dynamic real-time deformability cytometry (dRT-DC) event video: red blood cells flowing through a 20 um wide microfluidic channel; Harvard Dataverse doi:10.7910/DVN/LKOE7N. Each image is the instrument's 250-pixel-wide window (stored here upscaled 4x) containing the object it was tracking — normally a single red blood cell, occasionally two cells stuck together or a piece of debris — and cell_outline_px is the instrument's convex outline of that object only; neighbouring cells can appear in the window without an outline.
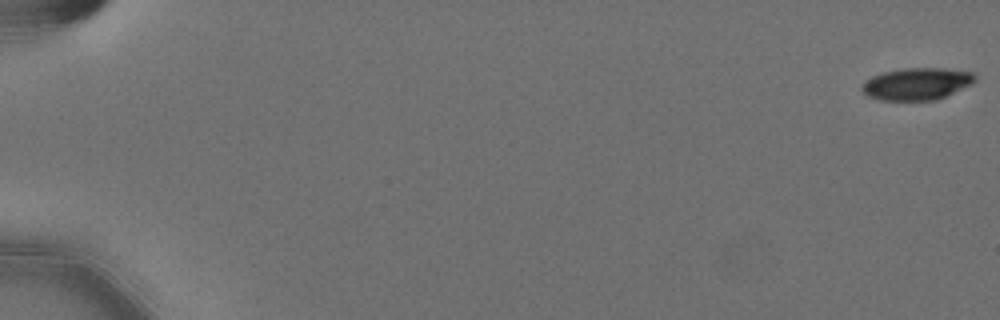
{"species": "Egyptian fruit bat (a non-hibernating species)", "species_latin": "Rousettus aegyptiacus", "temperature_condition": "cold", "stored_images_in_passage": 59, "camera_frame_rate_fps": 3000, "um_per_image_px": 0.085, "animal": {"sex": "female"}, "frame": {"image": 1, "passage_image": 1, "time_ms": 0.0, "image_size_px": [1000, 320], "cell_outline_px": [[976, 80], [972, 84], [936, 100], [880, 100], [868, 96], [860, 88], [872, 76], [884, 72], [904, 68], [940, 68], [972, 72], [976, 76]], "centroid_in_image_um": [77.95, 7.13], "position_along_channel_um": 7.1, "area_um2": 20.92}}
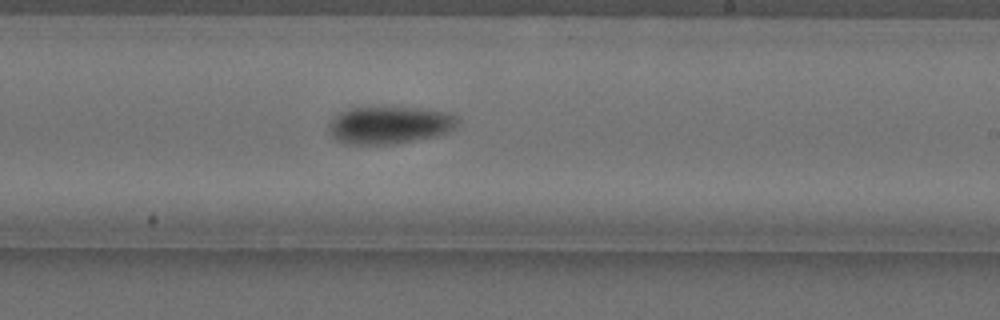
{"frame": {"image": 2, "passage_image": 37, "time_ms": 12.0, "image_size_px": [1000, 320], "cell_outline_px": [[460, 120], [452, 128], [436, 136], [392, 144], [352, 144], [336, 140], [328, 132], [328, 124], [340, 112], [352, 108], [428, 108], [448, 112], [460, 116]], "centroid_in_image_um": [33.13, 10.62], "position_along_channel_um": 255.9, "area_um2": 27.98}}
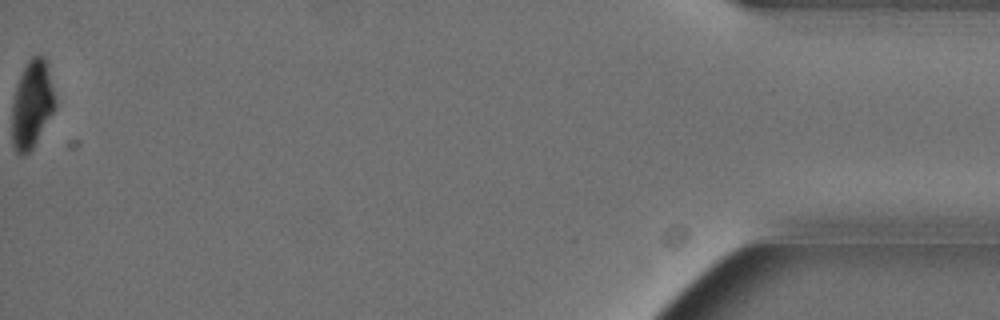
{"frame": {"image": 3, "passage_image": 59, "time_ms": 19.333, "image_size_px": [1000, 320], "cell_outline_px": [[56, 108], [32, 148], [28, 152], [20, 156], [16, 152], [12, 144], [12, 104], [20, 72], [24, 64], [32, 56], [44, 56], [48, 64], [56, 100]], "centroid_in_image_um": [2.72, 8.84], "position_along_channel_um": 432.5, "area_um2": 22.31}, "authors_computed_cell_mechanics": {"area_um2": 25.3164, "velocity_mm_per_s": 3.5803, "shape_relaxation_time_tau1_ms": 3.8359, "shape_relaxation_time_tau2_ms": null, "deformation_change_tau1": 0.1354, "deformation_change_tau2": null}}